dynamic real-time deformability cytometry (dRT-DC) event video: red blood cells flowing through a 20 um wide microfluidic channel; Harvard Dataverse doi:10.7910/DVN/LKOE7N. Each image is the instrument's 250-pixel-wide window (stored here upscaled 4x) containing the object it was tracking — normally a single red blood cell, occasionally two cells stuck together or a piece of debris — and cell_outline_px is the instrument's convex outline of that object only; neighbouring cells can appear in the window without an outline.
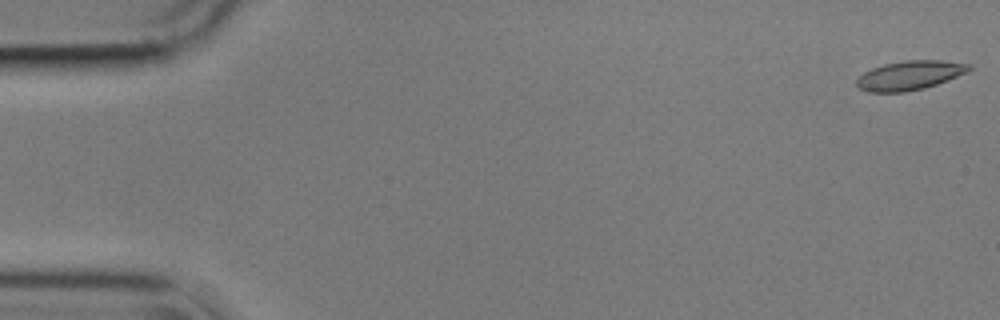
{"species": "common noctule bat (a hibernating species)", "species_latin": "Nyctalus noctula", "temperature_condition": "cold", "stored_images_in_passage": 56, "camera_frame_rate_fps": 3000, "um_per_image_px": 0.085, "animal": {"sex": "male", "body_mass_g": 17.9}, "frame": {"image": 1, "passage_image": 1, "time_ms": 0.0, "image_size_px": [1000, 320], "cell_outline_px": [[972, 68], [968, 72], [948, 80], [924, 88], [904, 92], [868, 92], [856, 88], [856, 76], [872, 68], [884, 64], [904, 60], [940, 60], [972, 64]], "centroid_in_image_um": [77.3, 6.4], "position_along_channel_um": 7.7, "area_um2": 19.36}}
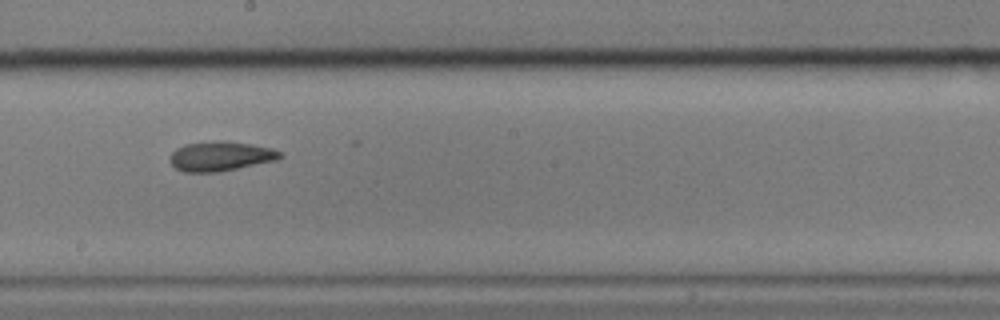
{"frame": {"image": 2, "passage_image": 31, "time_ms": 10.0, "image_size_px": [1000, 320], "cell_outline_px": [[284, 156], [280, 160], [220, 172], [184, 172], [176, 168], [168, 160], [168, 156], [176, 148], [184, 144], [220, 140], [224, 140], [252, 144], [272, 148], [280, 152]], "centroid_in_image_um": [18.77, 13.28], "position_along_channel_um": 229.4, "area_um2": 19.42}}
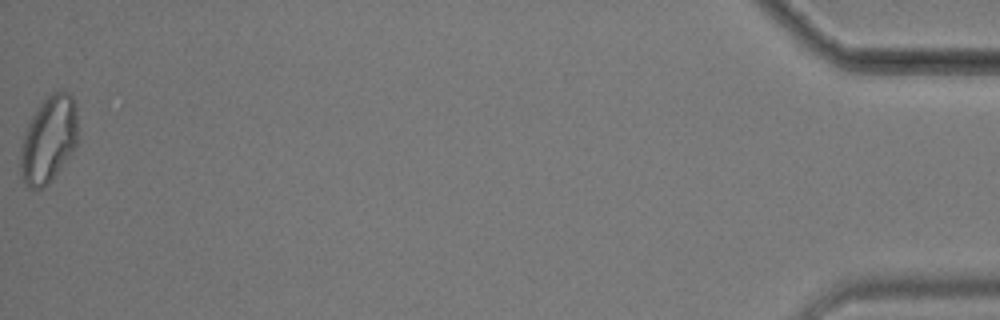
{"frame": {"image": 3, "passage_image": 56, "time_ms": 18.333, "image_size_px": [1000, 320], "cell_outline_px": [[76, 144], [52, 180], [44, 188], [28, 188], [24, 184], [20, 172], [20, 148], [28, 124], [36, 108], [52, 92], [68, 92], [72, 96], [76, 108]], "centroid_in_image_um": [4.1, 11.88], "position_along_channel_um": 431.1, "area_um2": 28.55}, "authors_computed_cell_mechanics": {"area_um2": 19.5364, "velocity_mm_per_s": 3.5825, "shape_relaxation_time_tau1_ms": 5.2787, "shape_relaxation_time_tau2_ms": 3.3303, "deformation_change_tau1": 0.1447, "deformation_change_tau2": 0.0823}}